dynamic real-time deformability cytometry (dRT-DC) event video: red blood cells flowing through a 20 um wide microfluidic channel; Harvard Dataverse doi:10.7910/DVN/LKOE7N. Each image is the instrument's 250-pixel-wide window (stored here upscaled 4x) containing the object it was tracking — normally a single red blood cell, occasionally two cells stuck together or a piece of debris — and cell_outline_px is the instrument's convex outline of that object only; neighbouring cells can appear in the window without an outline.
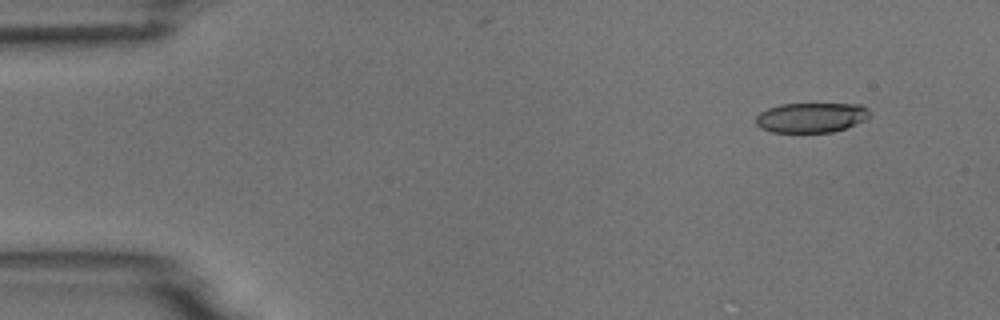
{"species": "common noctule bat (a hibernating species)", "species_latin": "Nyctalus noctula", "temperature_condition": "room temperature", "stored_images_in_passage": 5, "camera_frame_rate_fps": 3000, "um_per_image_px": 0.085, "animal": {"sex": "male", "body_mass_g": 18.8}, "frame": {"image": 1, "passage_image": 2, "time_ms": 1.0, "image_size_px": [1000, 320], "cell_outline_px": [[868, 116], [864, 120], [844, 128], [832, 132], [772, 132], [760, 128], [756, 124], [756, 116], [760, 112], [768, 108], [780, 104], [860, 104], [868, 108]], "centroid_in_image_um": [68.91, 9.99], "position_along_channel_um": 16.1, "area_um2": 19.65}}
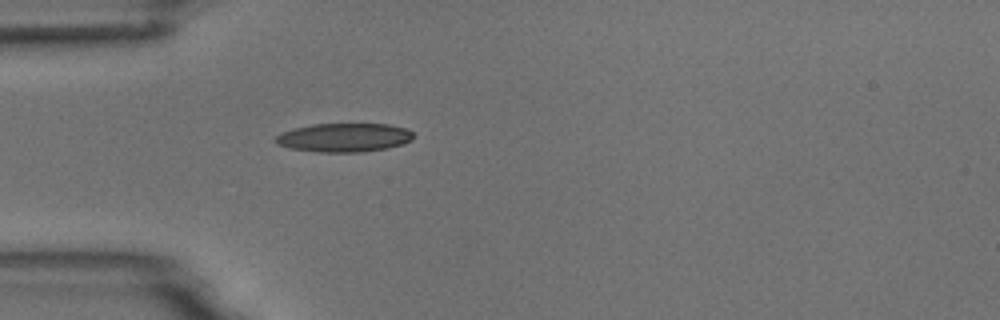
{"frame": {"image": 2, "passage_image": 5, "time_ms": 4.667, "image_size_px": [1000, 320], "cell_outline_px": [[416, 136], [412, 140], [404, 144], [388, 148], [360, 152], [320, 152], [288, 148], [276, 144], [276, 136], [284, 132], [296, 128], [312, 124], [388, 124], [408, 128]], "centroid_in_image_um": [29.32, 11.69], "position_along_channel_um": 55.7, "area_um2": 23.18}}